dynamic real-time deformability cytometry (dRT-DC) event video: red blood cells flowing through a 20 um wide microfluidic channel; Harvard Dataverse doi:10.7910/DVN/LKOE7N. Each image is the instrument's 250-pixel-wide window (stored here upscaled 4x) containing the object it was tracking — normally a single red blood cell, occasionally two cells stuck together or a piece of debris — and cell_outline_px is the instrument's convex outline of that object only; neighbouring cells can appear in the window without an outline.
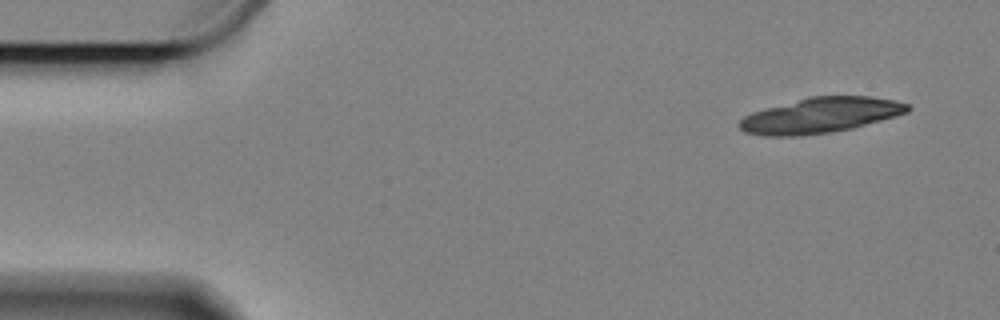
{"species": "Egyptian fruit bat (a non-hibernating species)", "species_latin": "Rousettus aegyptiacus", "temperature_condition": "cold", "stored_images_in_passage": 14, "camera_frame_rate_fps": 3000, "um_per_image_px": 0.085, "animal": {"sex": "female"}, "frame": {"image": 1, "passage_image": 1, "time_ms": 0.0, "image_size_px": [1000, 320], "cell_outline_px": [[912, 108], [908, 112], [896, 116], [852, 128], [832, 132], [800, 136], [764, 136], [744, 132], [740, 128], [740, 120], [744, 116], [752, 112], [764, 108], [808, 96], [868, 96], [896, 100], [908, 104]], "centroid_in_image_um": [69.74, 9.8], "position_along_channel_um": 15.3, "area_um2": 34.8}}